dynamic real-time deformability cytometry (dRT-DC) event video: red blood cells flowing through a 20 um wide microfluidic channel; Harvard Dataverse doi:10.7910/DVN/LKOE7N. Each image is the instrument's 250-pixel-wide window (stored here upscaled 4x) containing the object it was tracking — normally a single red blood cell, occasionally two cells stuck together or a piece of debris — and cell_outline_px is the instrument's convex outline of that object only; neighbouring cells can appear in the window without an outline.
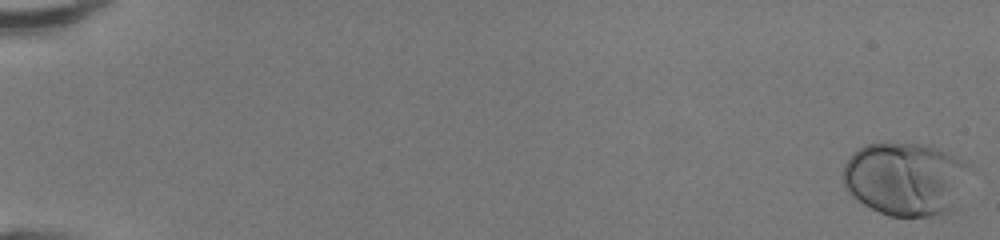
{"species": "human", "species_latin": "Homo sapiens", "temperature_condition": "room temperature", "stored_images_in_passage": 49, "camera_frame_rate_fps": 3000, "um_per_image_px": 0.085, "donor": {"sex": "female"}, "frame": {"image": 1, "passage_image": 1, "time_ms": 0.0, "image_size_px": [1000, 240], "cell_outline_px": [[968, 168], [944, 208], [940, 212], [932, 216], [888, 216], [856, 200], [844, 188], [844, 164], [852, 152], [864, 144], [884, 140], [924, 144], [948, 152], [968, 164]], "centroid_in_image_um": [76.74, 15.1], "position_along_channel_um": 8.3, "area_um2": 52.6}}
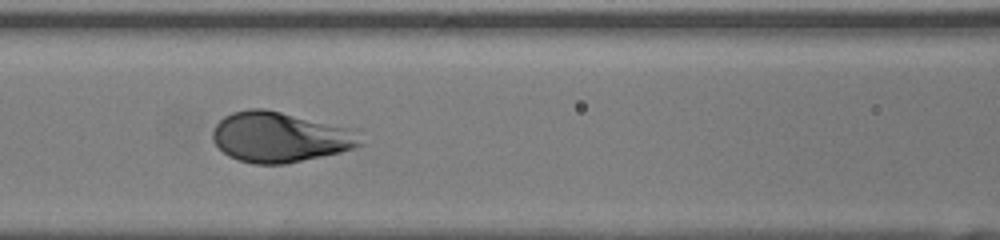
{"frame": {"image": 2, "passage_image": 24, "time_ms": 7.667, "image_size_px": [1000, 240], "cell_outline_px": [[364, 144], [340, 152], [284, 164], [252, 164], [228, 156], [212, 140], [212, 128], [224, 116], [232, 112], [248, 108], [264, 108], [360, 128]], "centroid_in_image_um": [23.87, 11.62], "position_along_channel_um": 142.7, "area_um2": 44.22}}
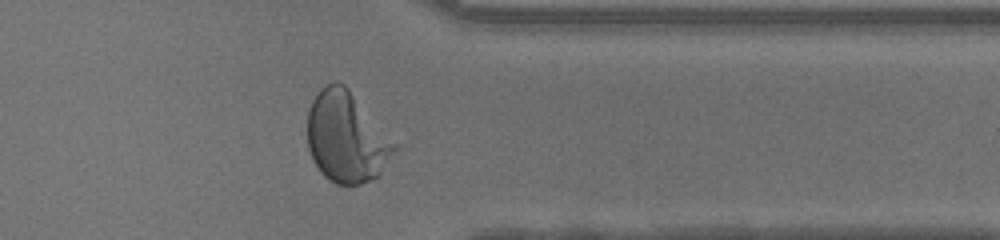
{"frame": {"image": 3, "passage_image": 41, "time_ms": 13.333, "image_size_px": [1000, 240], "cell_outline_px": [[400, 144], [380, 172], [376, 176], [360, 184], [336, 184], [328, 180], [320, 172], [312, 160], [308, 148], [308, 112], [312, 100], [320, 88], [336, 80], [344, 84], [348, 88]], "centroid_in_image_um": [29.46, 11.64], "position_along_channel_um": 381.9, "area_um2": 46.3}}